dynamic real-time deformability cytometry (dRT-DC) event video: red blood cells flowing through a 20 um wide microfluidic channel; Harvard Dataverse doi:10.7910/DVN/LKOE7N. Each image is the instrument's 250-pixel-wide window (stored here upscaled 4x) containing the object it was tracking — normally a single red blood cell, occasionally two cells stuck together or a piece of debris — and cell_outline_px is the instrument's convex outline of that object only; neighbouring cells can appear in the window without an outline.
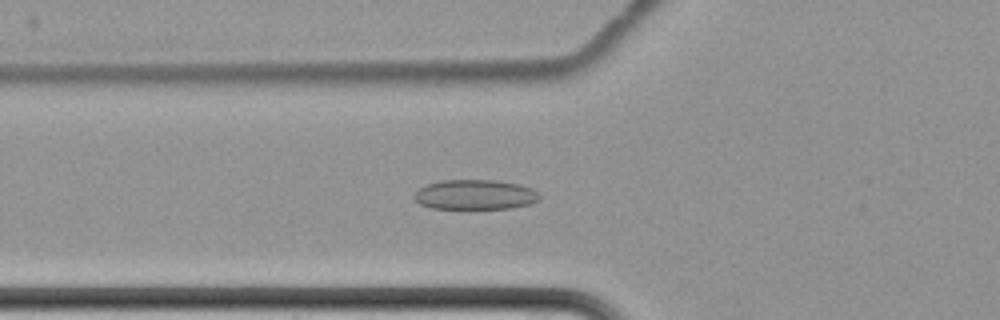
{"species": "common noctule bat (a hibernating species)", "species_latin": "Nyctalus noctula", "temperature_condition": "cold", "stored_images_in_passage": 7, "camera_frame_rate_fps": 3000, "um_per_image_px": 0.085, "animal": {"sex": "female", "body_mass_g": 22.7, "forearm_length_mm": 54.2}, "frame": {"image": 1, "passage_image": 7, "time_ms": 8.0, "image_size_px": [1000, 320], "cell_outline_px": [[540, 196], [536, 200], [528, 204], [512, 208], [432, 208], [420, 204], [412, 196], [420, 188], [428, 184], [440, 180], [492, 180], [520, 184], [532, 188]], "centroid_in_image_um": [40.36, 16.54], "position_along_channel_um": 85.4, "area_um2": 21.56}}